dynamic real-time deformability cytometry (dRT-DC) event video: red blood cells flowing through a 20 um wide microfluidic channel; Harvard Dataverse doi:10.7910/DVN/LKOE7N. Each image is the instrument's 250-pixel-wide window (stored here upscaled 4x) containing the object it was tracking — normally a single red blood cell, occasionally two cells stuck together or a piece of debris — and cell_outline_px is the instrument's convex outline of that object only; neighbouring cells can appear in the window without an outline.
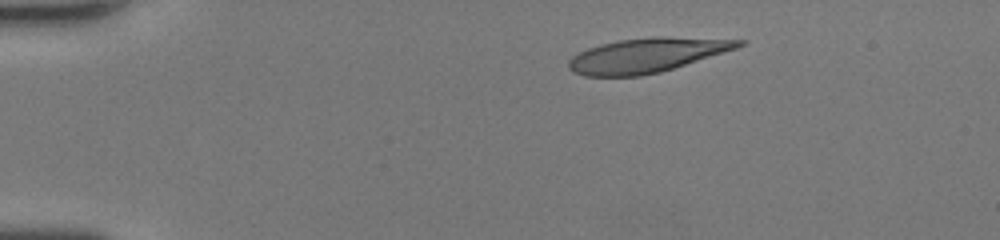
{"species": "human", "species_latin": "Homo sapiens", "temperature_condition": "room temperature", "stored_images_in_passage": 41, "segment_of_instrument_passage": [1, 3], "camera_frame_rate_fps": 3000, "um_per_image_px": 0.085, "donor": {"sex": "female"}, "frame": {"image": 1, "passage_image": 1, "time_ms": 0.0, "image_size_px": [1000, 240], "cell_outline_px": [[748, 40], [744, 44], [736, 48], [660, 72], [640, 76], [584, 76], [572, 72], [568, 68], [568, 60], [572, 56], [588, 48], [600, 44], [620, 40], [656, 36], [664, 36]], "centroid_in_image_um": [54.94, 4.69], "position_along_channel_um": 30.1, "area_um2": 33.93}}
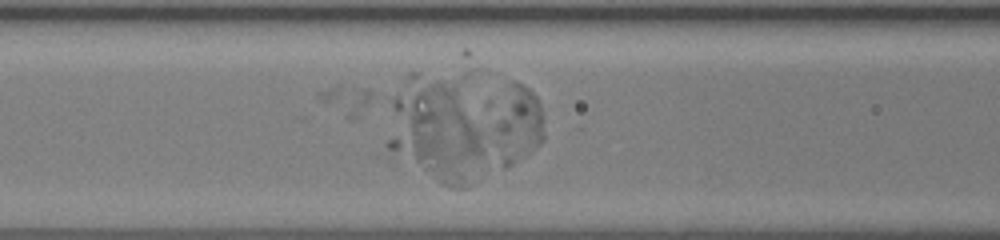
{"frame": {"image": 2, "passage_image": 10, "time_ms": 3.0, "image_size_px": [1000, 240], "cell_outline_px": [[544, 140], [540, 144], [512, 164], [504, 168], [492, 128], [512, 80], [524, 84], [536, 96], [540, 104], [544, 136]], "centroid_in_image_um": [44.05, 10.54], "position_along_channel_um": 122.6, "area_um2": 21.39}}